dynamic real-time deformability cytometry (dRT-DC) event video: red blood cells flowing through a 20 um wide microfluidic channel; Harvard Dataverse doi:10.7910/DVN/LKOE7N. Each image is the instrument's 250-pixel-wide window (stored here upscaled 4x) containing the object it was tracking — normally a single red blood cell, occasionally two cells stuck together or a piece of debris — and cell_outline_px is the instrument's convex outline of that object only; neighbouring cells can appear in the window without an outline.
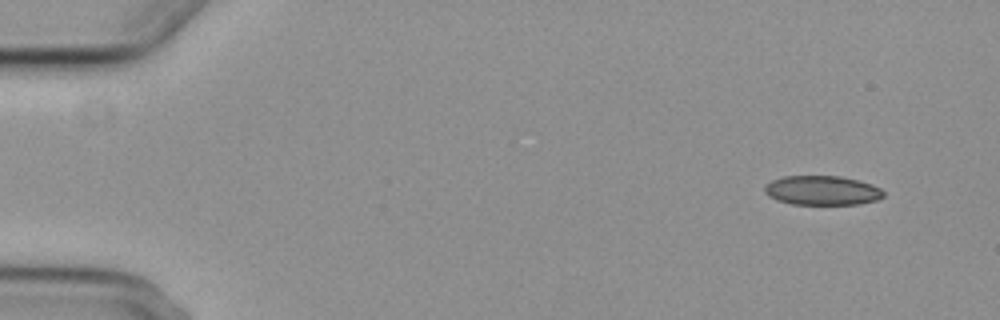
{"species": "common noctule bat (a hibernating species)", "species_latin": "Nyctalus noctula", "temperature_condition": "cold", "stored_images_in_passage": 7, "camera_frame_rate_fps": 3000, "um_per_image_px": 0.085, "animal": {"sex": "female", "body_mass_g": 29.2, "forearm_length_mm": 56.3}, "frame": {"image": 1, "passage_image": 1, "time_ms": 0.0, "image_size_px": [1000, 320], "cell_outline_px": [[884, 196], [876, 200], [860, 204], [792, 204], [776, 200], [768, 196], [764, 192], [764, 188], [772, 180], [784, 176], [840, 176], [856, 180], [880, 188], [884, 192]], "centroid_in_image_um": [69.85, 16.19], "position_along_channel_um": 15.1, "area_um2": 20.17}}
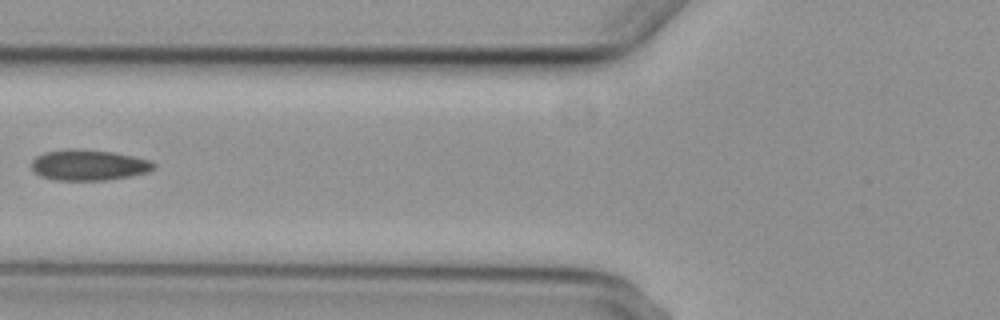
{"frame": {"image": 2, "passage_image": 6, "time_ms": 6.0, "image_size_px": [1000, 320], "cell_outline_px": [[156, 168], [148, 172], [128, 176], [104, 180], [56, 180], [40, 176], [32, 168], [32, 160], [36, 156], [44, 152], [112, 152], [132, 156], [148, 160], [156, 164]], "centroid_in_image_um": [7.57, 14.08], "position_along_channel_um": 118.2, "area_um2": 20.75}}
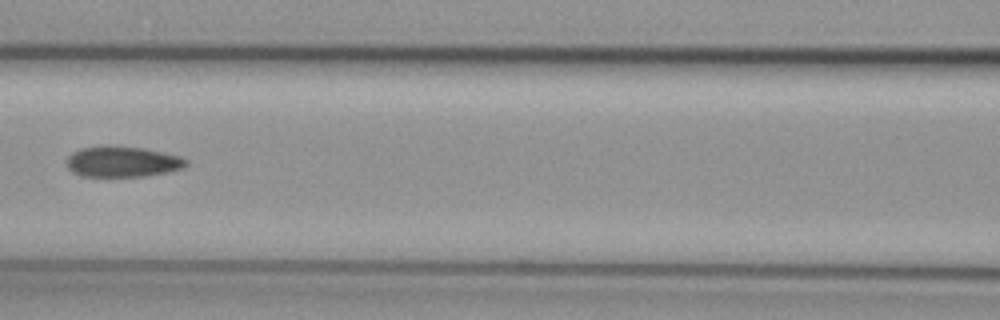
{"frame": {"image": 3, "passage_image": 7, "time_ms": 7.0, "image_size_px": [1000, 320], "cell_outline_px": [[188, 164], [184, 168], [168, 172], [144, 176], [80, 176], [72, 172], [68, 168], [68, 156], [72, 152], [80, 148], [108, 144], [144, 148], [164, 152], [180, 156], [188, 160]], "centroid_in_image_um": [10.42, 13.72], "position_along_channel_um": 156.2, "area_um2": 21.73}}